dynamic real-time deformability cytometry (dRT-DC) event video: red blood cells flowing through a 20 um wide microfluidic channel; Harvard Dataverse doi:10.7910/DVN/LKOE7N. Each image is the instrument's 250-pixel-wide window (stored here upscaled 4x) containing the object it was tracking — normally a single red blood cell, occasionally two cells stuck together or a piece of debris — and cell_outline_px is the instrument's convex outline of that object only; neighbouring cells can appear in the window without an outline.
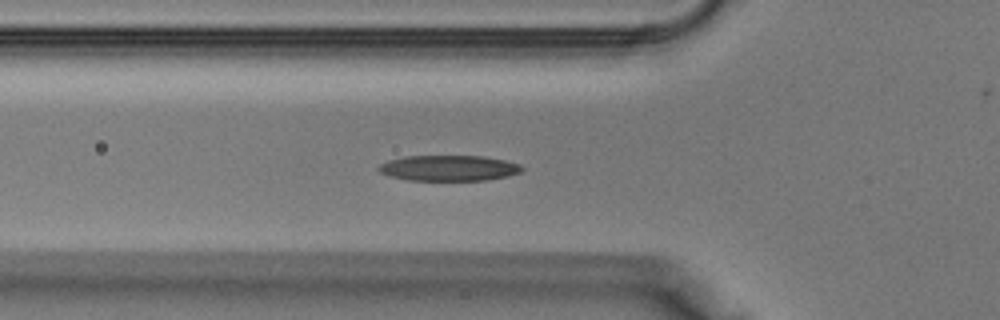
{"species": "Egyptian fruit bat (a non-hibernating species)", "species_latin": "Rousettus aegyptiacus", "temperature_condition": "warm", "stored_images_in_passage": 26, "camera_frame_rate_fps": 3000, "um_per_image_px": 0.085, "animal": {"sex": "male"}, "frame": {"image": 1, "passage_image": 10, "time_ms": 3.0, "image_size_px": [1000, 320], "cell_outline_px": [[524, 168], [520, 172], [508, 176], [488, 180], [408, 180], [392, 176], [380, 172], [376, 168], [380, 164], [388, 160], [404, 156], [484, 156], [504, 160], [520, 164]], "centroid_in_image_um": [38.16, 14.28], "position_along_channel_um": 87.6, "area_um2": 21.39}}
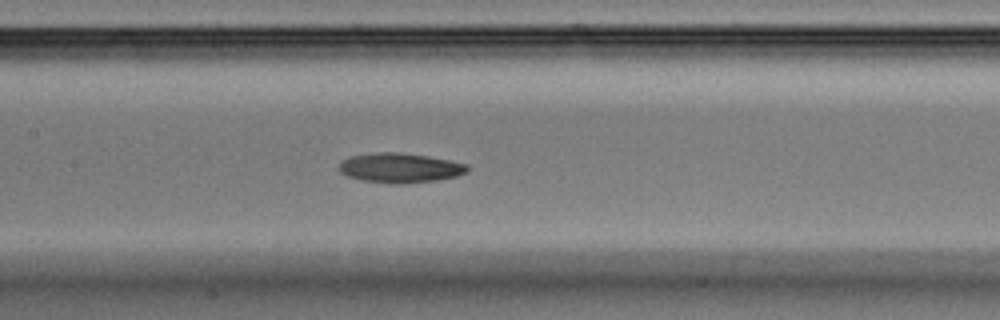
{"frame": {"image": 2, "passage_image": 15, "time_ms": 4.667, "image_size_px": [1000, 320], "cell_outline_px": [[468, 172], [456, 176], [436, 180], [400, 184], [396, 184], [364, 180], [348, 176], [340, 172], [340, 160], [348, 156], [376, 152], [400, 152], [428, 156], [468, 164]], "centroid_in_image_um": [33.99, 14.25], "position_along_channel_um": 173.4, "area_um2": 22.14}}
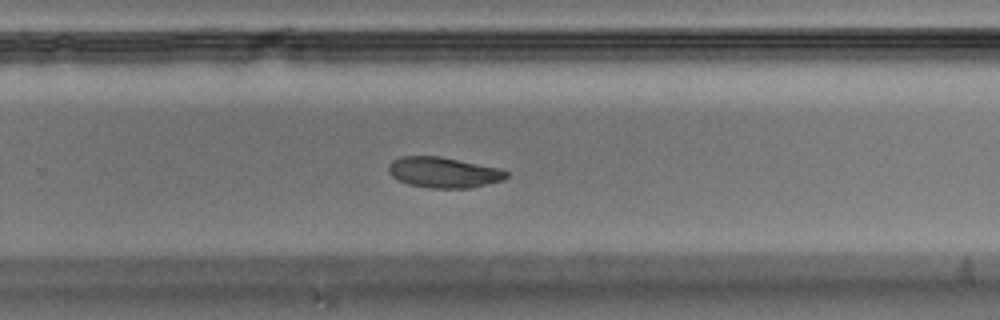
{"frame": {"image": 3, "passage_image": 22, "time_ms": 7.0, "image_size_px": [1000, 320], "cell_outline_px": [[508, 176], [504, 180], [472, 188], [432, 188], [408, 184], [392, 176], [388, 172], [388, 164], [392, 160], [400, 156], [440, 156], [500, 168], [508, 172]], "centroid_in_image_um": [37.71, 14.65], "position_along_channel_um": 292.1, "area_um2": 21.15}}